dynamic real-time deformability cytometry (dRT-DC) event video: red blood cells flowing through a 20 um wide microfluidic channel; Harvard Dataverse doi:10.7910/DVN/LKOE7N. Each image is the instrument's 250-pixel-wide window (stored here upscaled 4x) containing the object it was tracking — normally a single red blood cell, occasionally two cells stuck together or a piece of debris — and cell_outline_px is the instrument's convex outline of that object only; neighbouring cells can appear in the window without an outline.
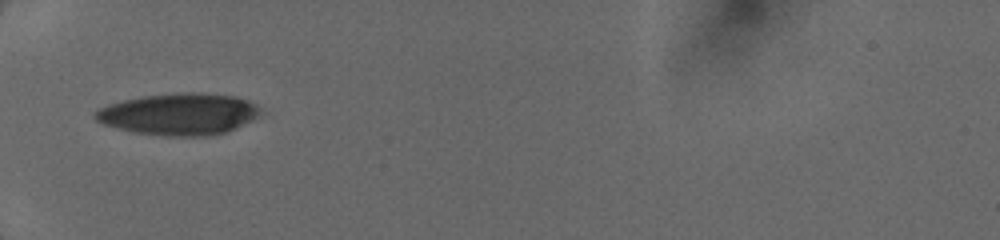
{"species": "human", "species_latin": "Homo sapiens", "temperature_condition": "cold", "stored_images_in_passage": 50, "camera_frame_rate_fps": 3000, "um_per_image_px": 0.085, "donor": {"sex": "female"}, "frame": {"image": 1, "passage_image": 1, "time_ms": 0.0, "image_size_px": [1000, 240], "cell_outline_px": [[260, 112], [256, 116], [224, 132], [196, 136], [172, 136], [136, 132], [104, 124], [96, 120], [92, 116], [100, 108], [108, 104], [124, 100], [144, 96], [180, 92], [200, 92], [236, 96], [248, 100], [256, 104], [260, 108]], "centroid_in_image_um": [15.19, 9.67], "position_along_channel_um": 69.8, "area_um2": 39.36}}
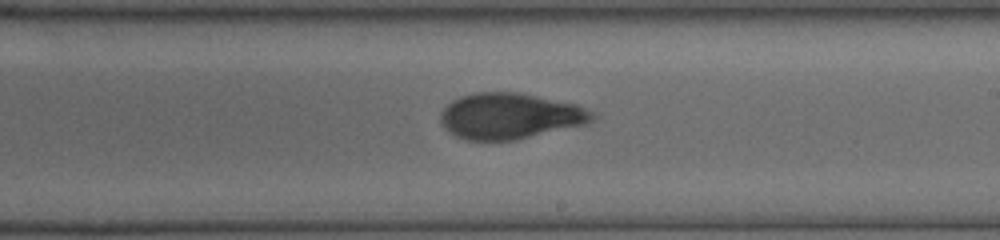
{"frame": {"image": 2, "passage_image": 25, "time_ms": 4.333, "image_size_px": [1000, 240], "cell_outline_px": [[596, 116], [592, 120], [584, 124], [516, 140], [464, 140], [456, 136], [444, 128], [440, 124], [440, 112], [452, 100], [460, 96], [472, 92], [520, 92], [576, 104], [592, 112]], "centroid_in_image_um": [43.29, 9.85], "position_along_channel_um": 245.7, "area_um2": 40.63}}
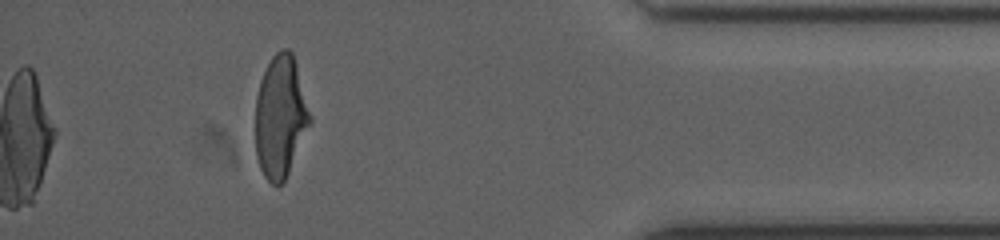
{"frame": {"image": 3, "passage_image": 50, "time_ms": 9.0, "image_size_px": [1000, 240], "cell_outline_px": [[312, 120], [288, 172], [284, 180], [276, 188], [264, 176], [260, 168], [256, 156], [256, 96], [260, 80], [272, 56], [280, 48], [288, 48], [292, 52], [296, 64], [312, 116]], "centroid_in_image_um": [23.83, 9.9], "position_along_channel_um": 411.4, "area_um2": 38.73}}